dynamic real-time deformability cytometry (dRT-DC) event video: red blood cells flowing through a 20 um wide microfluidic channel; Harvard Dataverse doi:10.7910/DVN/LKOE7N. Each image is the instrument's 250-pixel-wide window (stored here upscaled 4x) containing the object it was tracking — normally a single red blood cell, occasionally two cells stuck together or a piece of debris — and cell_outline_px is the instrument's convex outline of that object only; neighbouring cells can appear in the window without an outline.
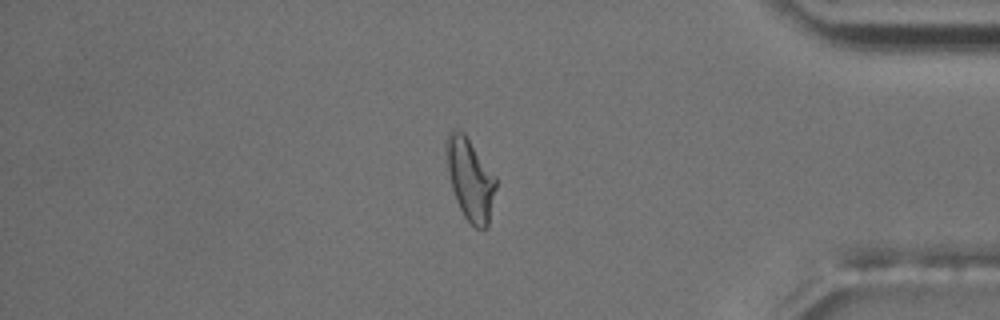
{"species": "common noctule bat (a hibernating species)", "species_latin": "Nyctalus noctula", "temperature_condition": "room temperature", "stored_images_in_passage": 55, "camera_frame_rate_fps": 3000, "um_per_image_px": 0.085, "animal": {"sex": "male", "body_mass_g": 17.5, "forearm_length_mm": 52.3}, "frame": {"image": 1, "passage_image": 47, "time_ms": 15.333, "image_size_px": [1000, 320], "cell_outline_px": [[496, 188], [488, 228], [484, 232], [476, 228], [464, 216], [456, 200], [452, 188], [448, 172], [448, 132], [452, 128], [456, 128], [464, 132], [496, 176]], "centroid_in_image_um": [40.01, 15.28], "position_along_channel_um": 395.2, "area_um2": 23.47}, "authors_computed_cell_mechanics": {"area_um2": 21.5016, "velocity_mm_per_s": 3.6793, "shape_relaxation_time_tau1_ms": 4.363, "shape_relaxation_time_tau2_ms": 2.4616, "deformation_change_tau1": 0.1792, "deformation_change_tau2": 0.1024}}